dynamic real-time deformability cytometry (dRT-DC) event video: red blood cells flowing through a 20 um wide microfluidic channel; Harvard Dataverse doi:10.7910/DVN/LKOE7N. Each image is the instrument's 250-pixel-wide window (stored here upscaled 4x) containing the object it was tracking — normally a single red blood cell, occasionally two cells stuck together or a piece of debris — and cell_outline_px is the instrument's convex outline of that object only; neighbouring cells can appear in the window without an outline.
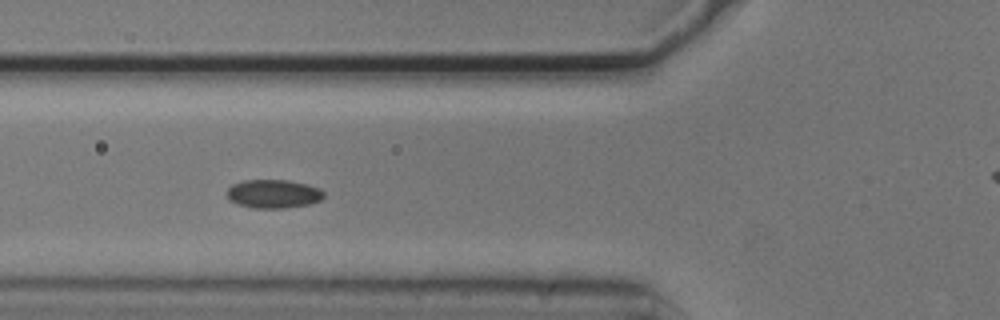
{"species": "common noctule bat (a hibernating species)", "species_latin": "Nyctalus noctula", "temperature_condition": "cold", "stored_images_in_passage": 15, "camera_frame_rate_fps": 3000, "um_per_image_px": 0.085, "animal": {"sex": "male", "body_mass_g": 20.5, "forearm_length_mm": 52.5}, "frame": {"image": 1, "passage_image": 5, "time_ms": 1.333, "image_size_px": [1000, 320], "cell_outline_px": [[324, 196], [320, 200], [308, 204], [284, 208], [252, 208], [236, 204], [228, 200], [228, 188], [232, 184], [244, 180], [288, 180], [308, 184], [320, 188], [324, 192]], "centroid_in_image_um": [23.23, 16.47], "position_along_channel_um": 102.6, "area_um2": 16.24}}
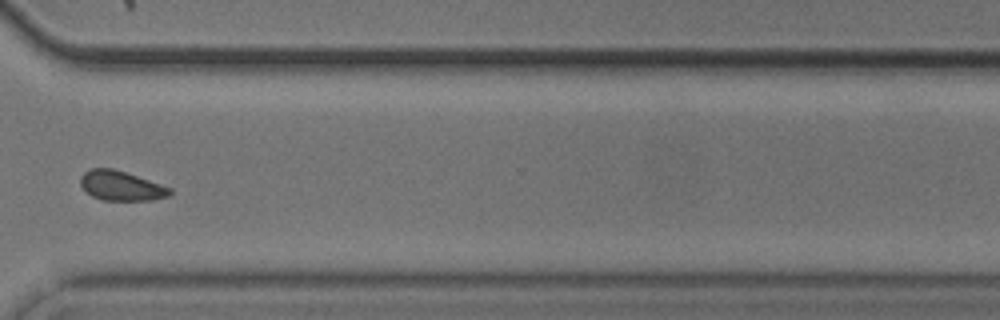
{"frame": {"image": 2, "passage_image": 11, "time_ms": 3.333, "image_size_px": [1000, 320], "cell_outline_px": [[172, 192], [168, 196], [148, 200], [104, 200], [92, 196], [80, 184], [80, 176], [88, 168], [112, 168], [172, 188]], "centroid_in_image_um": [10.26, 15.78], "position_along_channel_um": 360.3, "area_um2": 15.2}}
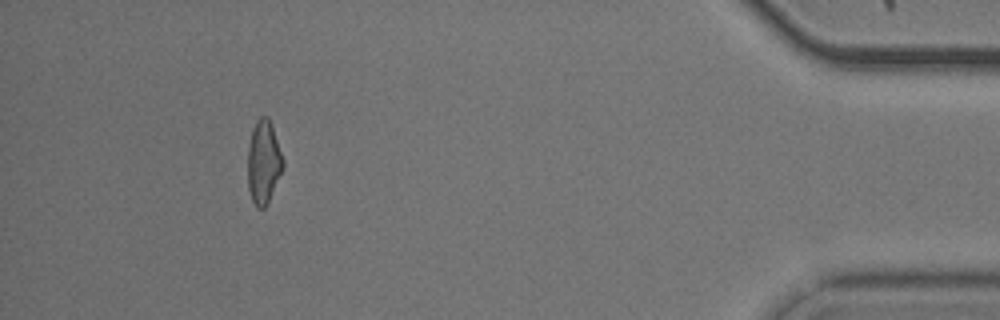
{"frame": {"image": 3, "passage_image": 15, "time_ms": 4.667, "image_size_px": [1000, 320], "cell_outline_px": [[284, 164], [268, 204], [264, 208], [256, 208], [252, 200], [248, 188], [248, 148], [252, 128], [256, 120], [260, 116], [268, 116], [272, 124], [284, 160]], "centroid_in_image_um": [22.4, 13.76], "position_along_channel_um": 412.8, "area_um2": 17.28}}